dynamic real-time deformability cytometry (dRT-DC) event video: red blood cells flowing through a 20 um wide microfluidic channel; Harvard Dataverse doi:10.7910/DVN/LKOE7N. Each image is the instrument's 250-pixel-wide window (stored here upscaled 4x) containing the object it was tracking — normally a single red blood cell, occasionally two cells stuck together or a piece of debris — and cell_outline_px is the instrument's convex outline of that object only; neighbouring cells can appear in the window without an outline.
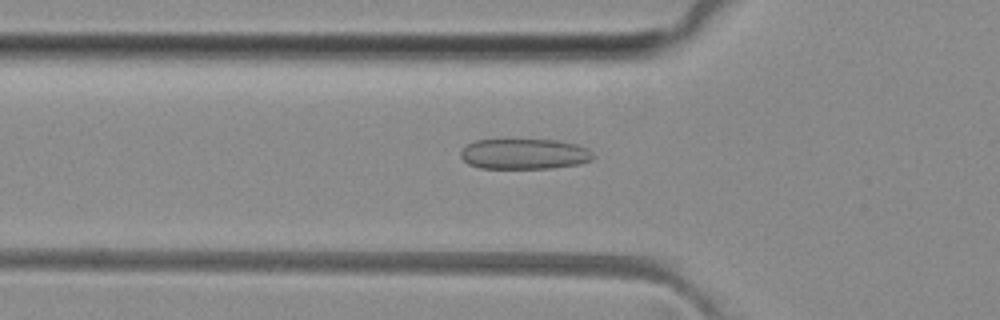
{"species": "common noctule bat (a hibernating species)", "species_latin": "Nyctalus noctula", "temperature_condition": "room temperature", "stored_images_in_passage": 39, "camera_frame_rate_fps": 3000, "um_per_image_px": 0.085, "animal": {"sex": "female", "body_mass_g": 29.2, "forearm_length_mm": 56.3}, "frame": {"image": 1, "passage_image": 6, "time_ms": 1.667, "image_size_px": [1000, 320], "cell_outline_px": [[596, 156], [592, 160], [580, 164], [552, 168], [480, 168], [468, 164], [460, 156], [460, 152], [468, 144], [476, 140], [556, 140], [576, 144], [588, 148]], "centroid_in_image_um": [44.61, 13.09], "position_along_channel_um": 81.2, "area_um2": 23.58}}
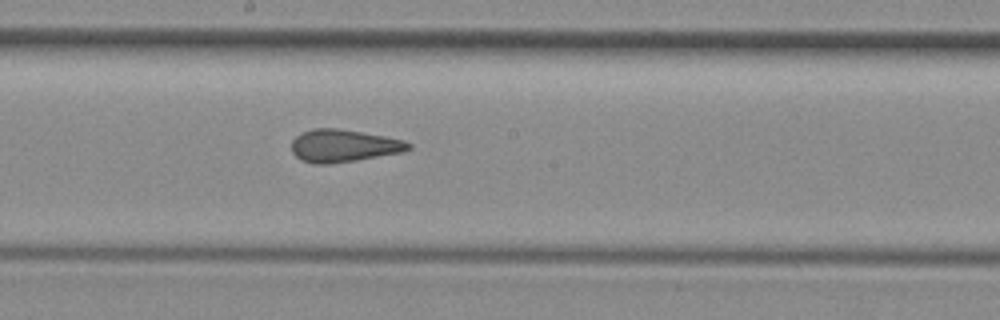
{"frame": {"image": 2, "passage_image": 16, "time_ms": 5.0, "image_size_px": [1000, 320], "cell_outline_px": [[412, 148], [404, 152], [356, 160], [328, 164], [312, 164], [300, 160], [292, 152], [292, 140], [296, 136], [312, 128], [336, 128], [384, 136], [404, 140], [412, 144]], "centroid_in_image_um": [29.21, 12.4], "position_along_channel_um": 219.0, "area_um2": 22.2}}
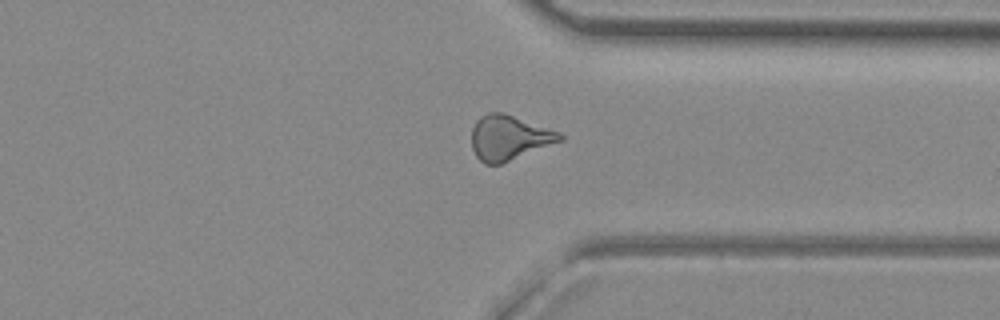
{"frame": {"image": 3, "passage_image": 27, "time_ms": 8.667, "image_size_px": [1000, 320], "cell_outline_px": [[564, 140], [500, 164], [484, 164], [476, 156], [472, 148], [472, 128], [476, 120], [480, 116], [488, 112], [504, 112], [560, 132], [564, 136]], "centroid_in_image_um": [43.26, 11.69], "position_along_channel_um": 368.1, "area_um2": 23.12}, "authors_computed_cell_mechanics": {"area_um2": 22.253, "velocity_mm_per_s": 4.1136, "shape_relaxation_time_tau1_ms": null, "shape_relaxation_time_tau2_ms": 1.3004, "deformation_change_tau1": null, "deformation_change_tau2": 0.1034}}